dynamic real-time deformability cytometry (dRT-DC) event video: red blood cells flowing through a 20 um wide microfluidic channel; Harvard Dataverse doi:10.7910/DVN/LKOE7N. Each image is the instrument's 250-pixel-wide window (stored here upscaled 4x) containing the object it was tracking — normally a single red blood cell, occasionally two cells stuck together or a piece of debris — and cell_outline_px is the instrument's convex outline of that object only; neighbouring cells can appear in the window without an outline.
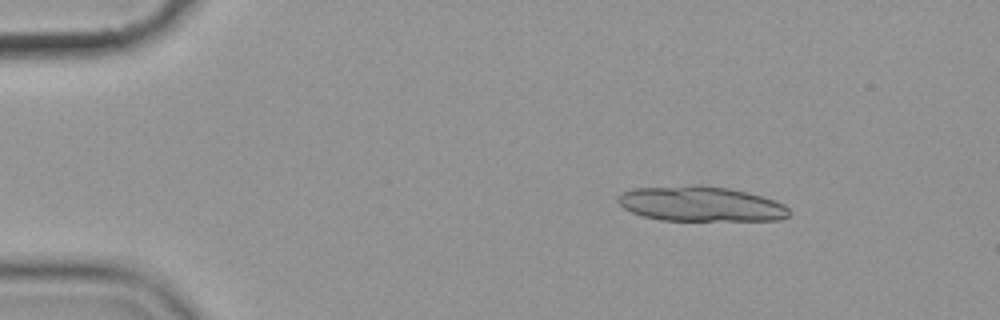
{"species": "common noctule bat (a hibernating species)", "species_latin": "Nyctalus noctula", "temperature_condition": "cold", "stored_images_in_passage": 6, "segment_of_instrument_passage": [1, 2], "camera_frame_rate_fps": 3000, "um_per_image_px": 0.085, "animal": {"sex": "female", "body_mass_g": 19.9}, "frame": {"image": 1, "passage_image": 2, "time_ms": 1.333, "image_size_px": [1000, 320], "cell_outline_px": [[792, 212], [788, 216], [780, 220], [660, 220], [640, 216], [624, 208], [616, 200], [616, 196], [624, 192], [636, 188], [692, 184], [700, 184], [728, 188], [748, 192], [784, 204]], "centroid_in_image_um": [59.54, 17.32], "position_along_channel_um": 25.5, "area_um2": 35.14}}